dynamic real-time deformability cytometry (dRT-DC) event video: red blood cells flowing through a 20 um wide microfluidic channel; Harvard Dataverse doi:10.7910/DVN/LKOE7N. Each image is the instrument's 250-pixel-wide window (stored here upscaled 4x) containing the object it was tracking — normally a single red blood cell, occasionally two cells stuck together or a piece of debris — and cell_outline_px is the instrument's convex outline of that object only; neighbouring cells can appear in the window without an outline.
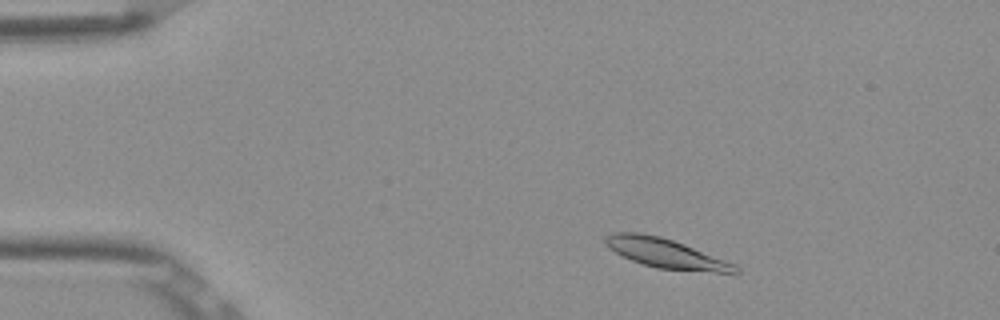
{"species": "Egyptian fruit bat (a non-hibernating species)", "species_latin": "Rousettus aegyptiacus", "temperature_condition": "room temperature", "stored_images_in_passage": 49, "camera_frame_rate_fps": 3000, "um_per_image_px": 0.085, "frame": {"image": 1, "passage_image": 5, "time_ms": 1.333, "image_size_px": [1000, 320], "cell_outline_px": [[740, 272], [716, 272], [656, 268], [632, 260], [608, 248], [604, 244], [604, 236], [612, 232], [640, 232], [660, 236], [684, 244], [736, 264], [740, 268]], "centroid_in_image_um": [56.56, 21.51], "position_along_channel_um": 28.4, "area_um2": 22.14}}
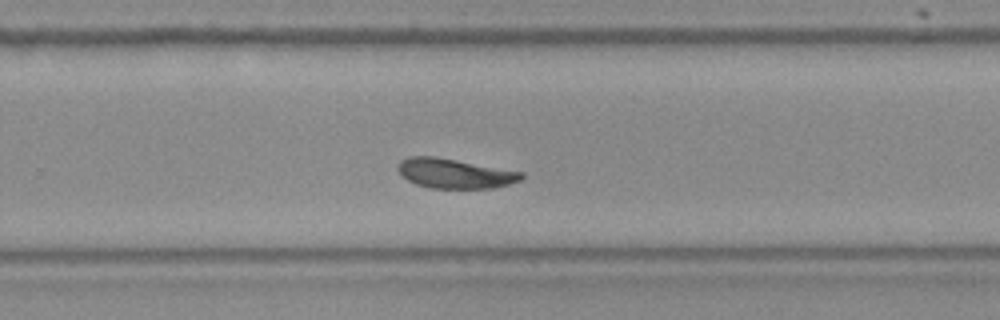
{"frame": {"image": 2, "passage_image": 31, "time_ms": 10.0, "image_size_px": [1000, 320], "cell_outline_px": [[524, 176], [520, 180], [508, 184], [492, 188], [428, 188], [416, 184], [408, 180], [396, 168], [396, 164], [400, 160], [408, 156], [436, 156], [524, 172]], "centroid_in_image_um": [38.62, 14.73], "position_along_channel_um": 291.2, "area_um2": 21.44}}
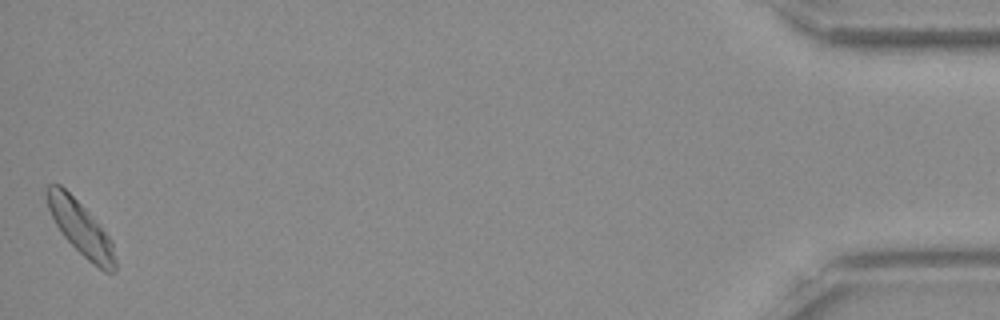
{"frame": {"image": 3, "passage_image": 49, "time_ms": 16.0, "image_size_px": [1000, 320], "cell_outline_px": [[116, 272], [104, 272], [88, 260], [64, 236], [56, 224], [48, 208], [44, 192], [44, 188], [48, 184], [60, 184], [100, 224], [112, 240], [116, 260]], "centroid_in_image_um": [6.86, 19.39], "position_along_channel_um": 428.3, "area_um2": 21.27}, "authors_computed_cell_mechanics": {"area_um2": 21.7328, "velocity_mm_per_s": 3.8012, "shape_relaxation_time_tau1_ms": 7.8408, "shape_relaxation_time_tau2_ms": 4.76, "deformation_change_tau1": 0.1499, "deformation_change_tau2": 0.083}}